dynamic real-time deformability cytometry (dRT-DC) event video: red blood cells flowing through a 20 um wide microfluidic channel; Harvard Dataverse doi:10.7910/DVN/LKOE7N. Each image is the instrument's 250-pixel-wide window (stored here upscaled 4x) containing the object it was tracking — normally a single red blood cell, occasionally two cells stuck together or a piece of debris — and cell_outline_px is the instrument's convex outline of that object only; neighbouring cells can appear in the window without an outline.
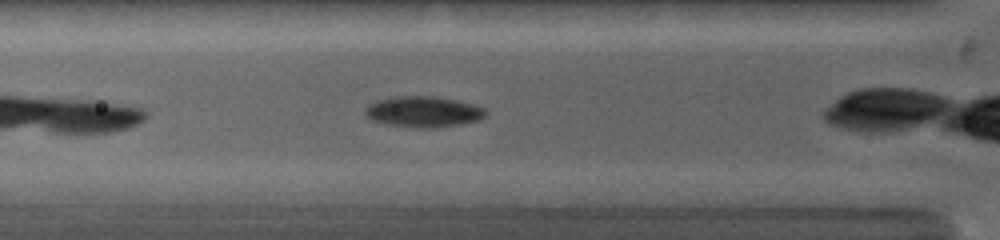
{"species": "common noctule bat (a hibernating species)", "species_latin": "Nyctalus noctula", "temperature_condition": "warm", "stored_images_in_passage": 14, "camera_frame_rate_fps": 5000, "um_per_image_px": 0.085, "animal": {"sex": "female", "body_mass_g": 19.0, "forearm_length_mm": 53.3}, "frame": {"image": 1, "passage_image": 5, "time_ms": 1.4, "image_size_px": [1000, 240], "cell_outline_px": [[488, 112], [480, 120], [460, 124], [432, 128], [416, 128], [388, 124], [372, 120], [364, 116], [364, 108], [368, 104], [376, 100], [396, 96], [436, 96], [456, 100], [472, 104], [484, 108]], "centroid_in_image_um": [35.95, 9.49], "position_along_channel_um": 89.8, "area_um2": 21.85}}
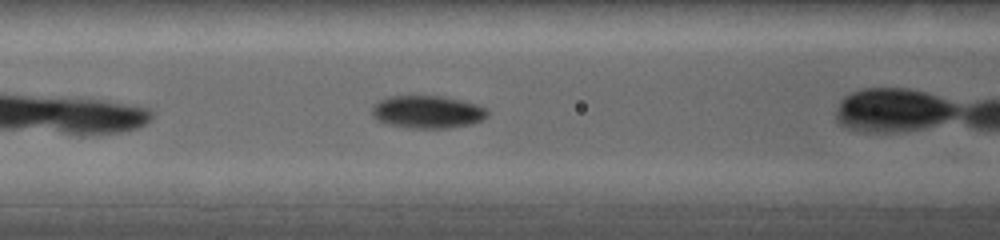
{"frame": {"image": 2, "passage_image": 8, "time_ms": 2.4, "image_size_px": [1000, 240], "cell_outline_px": [[488, 116], [484, 120], [472, 124], [452, 128], [404, 128], [384, 124], [376, 120], [372, 116], [372, 104], [376, 100], [388, 96], [444, 96], [464, 100], [488, 108]], "centroid_in_image_um": [36.32, 9.52], "position_along_channel_um": 130.3, "area_um2": 22.77}}